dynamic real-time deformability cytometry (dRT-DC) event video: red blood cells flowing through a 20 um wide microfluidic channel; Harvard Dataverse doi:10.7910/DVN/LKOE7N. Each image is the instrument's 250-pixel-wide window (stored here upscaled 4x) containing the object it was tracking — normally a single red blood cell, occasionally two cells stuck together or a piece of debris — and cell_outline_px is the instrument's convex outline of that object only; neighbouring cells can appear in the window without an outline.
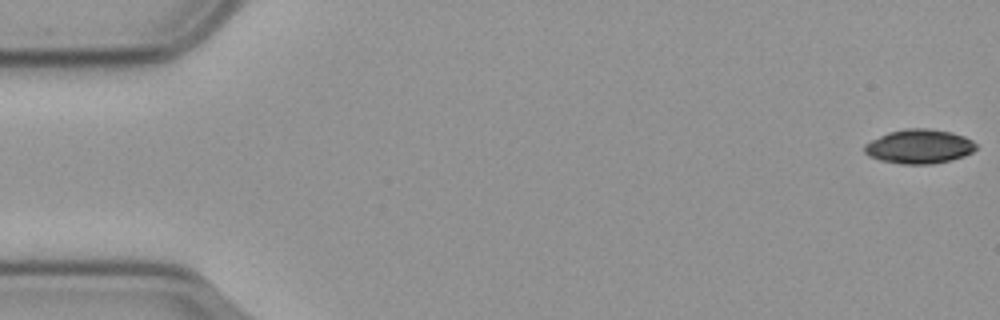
{"species": "common noctule bat (a hibernating species)", "species_latin": "Nyctalus noctula", "temperature_condition": "cold", "stored_images_in_passage": 57, "camera_frame_rate_fps": 3000, "um_per_image_px": 0.085, "animal": {"sex": "male", "body_mass_g": 23.1, "forearm_length_mm": 52.7}, "frame": {"image": 1, "passage_image": 1, "time_ms": 0.0, "image_size_px": [1000, 320], "cell_outline_px": [[976, 148], [972, 152], [964, 156], [952, 160], [932, 164], [900, 164], [880, 160], [868, 156], [864, 152], [864, 144], [888, 132], [904, 128], [928, 128], [952, 132], [964, 136], [972, 140], [976, 144]], "centroid_in_image_um": [78.13, 12.45], "position_along_channel_um": 6.9, "area_um2": 22.43}}
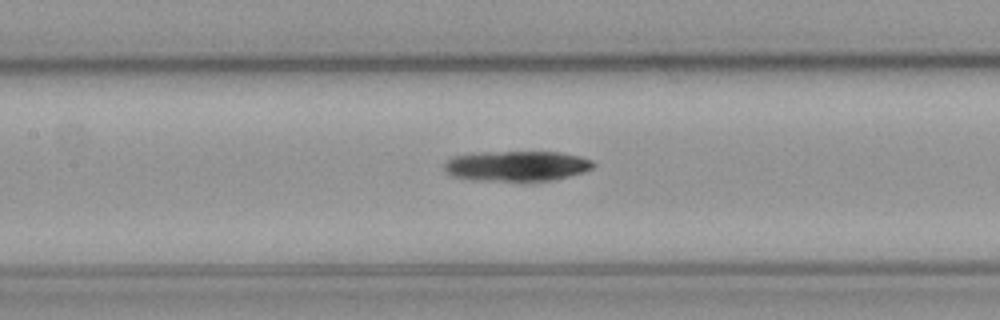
{"frame": {"image": 2, "passage_image": 26, "time_ms": 8.333, "image_size_px": [1000, 320], "cell_outline_px": [[596, 164], [592, 168], [584, 172], [552, 180], [472, 180], [452, 176], [444, 168], [444, 160], [452, 156], [472, 152], [560, 152], [580, 156], [592, 160]], "centroid_in_image_um": [43.89, 14.09], "position_along_channel_um": 163.5, "area_um2": 26.36}}
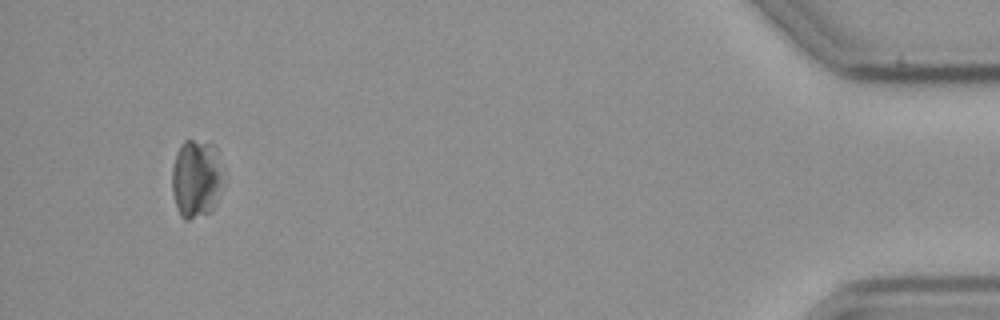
{"frame": {"image": 3, "passage_image": 54, "time_ms": 17.667, "image_size_px": [1000, 320], "cell_outline_px": [[228, 180], [212, 212], [188, 220], [184, 220], [180, 216], [176, 208], [172, 192], [172, 168], [176, 152], [180, 144], [184, 140], [192, 140], [212, 144], [216, 148], [228, 176]], "centroid_in_image_um": [16.76, 15.2], "position_along_channel_um": 418.4, "area_um2": 24.8}}